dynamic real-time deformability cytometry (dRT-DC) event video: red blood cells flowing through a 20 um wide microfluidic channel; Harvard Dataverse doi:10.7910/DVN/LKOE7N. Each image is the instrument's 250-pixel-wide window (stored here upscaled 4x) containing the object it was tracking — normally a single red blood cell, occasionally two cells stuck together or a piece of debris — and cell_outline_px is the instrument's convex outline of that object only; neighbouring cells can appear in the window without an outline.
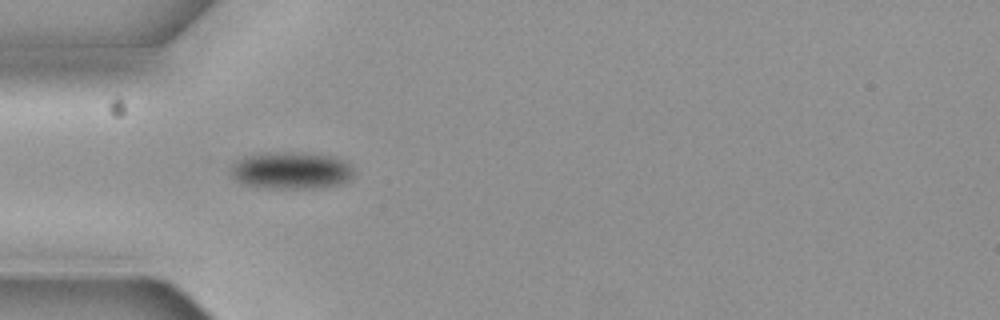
{"species": "common noctule bat (a hibernating species)", "species_latin": "Nyctalus noctula", "temperature_condition": "cold", "stored_images_in_passage": 2, "camera_frame_rate_fps": 3000, "um_per_image_px": 0.085, "animal": {"sex": "female", "body_mass_g": 19.3, "forearm_length_mm": 54.1}, "frame": {"image": 1, "passage_image": 1, "time_ms": 0.0, "image_size_px": [1000, 320], "cell_outline_px": [[352, 176], [348, 180], [340, 184], [324, 188], [264, 188], [244, 184], [236, 180], [232, 176], [232, 168], [244, 156], [276, 152], [288, 152], [332, 156], [344, 160], [352, 164]], "centroid_in_image_um": [24.8, 14.51], "position_along_channel_um": 60.2, "area_um2": 26.36}}
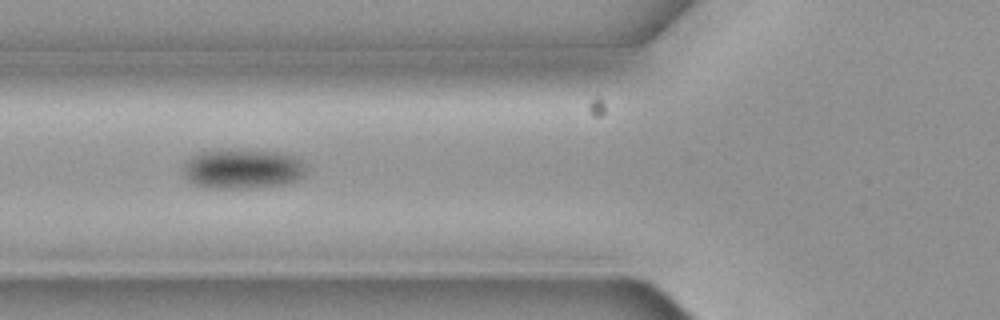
{"frame": {"image": 2, "passage_image": 2, "time_ms": 0.333, "image_size_px": [1000, 320], "cell_outline_px": [[308, 172], [304, 176], [292, 184], [248, 188], [204, 188], [188, 180], [184, 176], [184, 160], [200, 152], [276, 152], [292, 156], [300, 160], [308, 168]], "centroid_in_image_um": [20.67, 14.42], "position_along_channel_um": 105.1, "area_um2": 28.03}}